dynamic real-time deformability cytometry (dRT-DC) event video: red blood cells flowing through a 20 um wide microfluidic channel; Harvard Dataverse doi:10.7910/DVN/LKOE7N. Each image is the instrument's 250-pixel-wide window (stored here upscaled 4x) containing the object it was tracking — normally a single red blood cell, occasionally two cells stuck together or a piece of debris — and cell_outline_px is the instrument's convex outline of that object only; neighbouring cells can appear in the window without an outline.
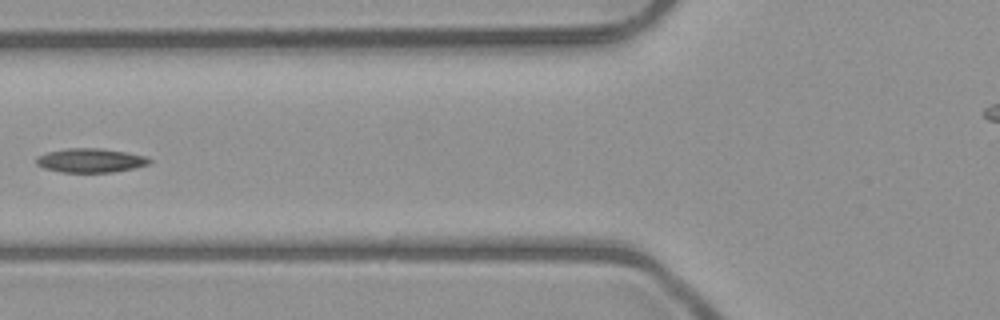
{"species": "common noctule bat (a hibernating species)", "species_latin": "Nyctalus noctula", "temperature_condition": "room temperature", "stored_images_in_passage": 7, "segment_of_instrument_passage": [1, 2], "camera_frame_rate_fps": 3000, "um_per_image_px": 0.085, "animal": {"sex": "male", "body_mass_g": 23.1, "forearm_length_mm": 52.7}, "frame": {"image": 1, "passage_image": 6, "time_ms": 5.667, "image_size_px": [1000, 320], "cell_outline_px": [[152, 160], [148, 164], [132, 168], [112, 172], [60, 172], [44, 168], [36, 164], [36, 156], [48, 152], [68, 148], [100, 148], [124, 152], [144, 156]], "centroid_in_image_um": [7.64, 13.63], "position_along_channel_um": 118.2, "area_um2": 15.66}}